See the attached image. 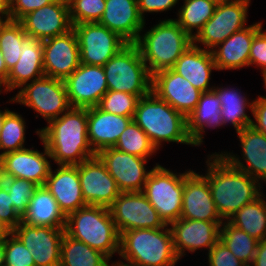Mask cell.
<instances>
[{
  "mask_svg": "<svg viewBox=\"0 0 266 266\" xmlns=\"http://www.w3.org/2000/svg\"><path fill=\"white\" fill-rule=\"evenodd\" d=\"M205 173L212 199L223 221L263 194V185L230 165L218 152L206 155Z\"/></svg>",
  "mask_w": 266,
  "mask_h": 266,
  "instance_id": "obj_1",
  "label": "cell"
},
{
  "mask_svg": "<svg viewBox=\"0 0 266 266\" xmlns=\"http://www.w3.org/2000/svg\"><path fill=\"white\" fill-rule=\"evenodd\" d=\"M39 137L57 165H79L96 156L88 141L87 108L71 107L39 128Z\"/></svg>",
  "mask_w": 266,
  "mask_h": 266,
  "instance_id": "obj_2",
  "label": "cell"
},
{
  "mask_svg": "<svg viewBox=\"0 0 266 266\" xmlns=\"http://www.w3.org/2000/svg\"><path fill=\"white\" fill-rule=\"evenodd\" d=\"M132 120L146 133L157 151L165 142L195 147L188 134L187 117L153 91L138 99Z\"/></svg>",
  "mask_w": 266,
  "mask_h": 266,
  "instance_id": "obj_3",
  "label": "cell"
},
{
  "mask_svg": "<svg viewBox=\"0 0 266 266\" xmlns=\"http://www.w3.org/2000/svg\"><path fill=\"white\" fill-rule=\"evenodd\" d=\"M135 44L150 74L154 75L161 70L171 69L193 45V38L174 19L165 18L147 30L145 22Z\"/></svg>",
  "mask_w": 266,
  "mask_h": 266,
  "instance_id": "obj_4",
  "label": "cell"
},
{
  "mask_svg": "<svg viewBox=\"0 0 266 266\" xmlns=\"http://www.w3.org/2000/svg\"><path fill=\"white\" fill-rule=\"evenodd\" d=\"M65 233L92 249L104 254L109 260L119 255L120 234L109 208L86 205L66 216Z\"/></svg>",
  "mask_w": 266,
  "mask_h": 266,
  "instance_id": "obj_5",
  "label": "cell"
},
{
  "mask_svg": "<svg viewBox=\"0 0 266 266\" xmlns=\"http://www.w3.org/2000/svg\"><path fill=\"white\" fill-rule=\"evenodd\" d=\"M119 258L138 266H176L179 262L169 225L120 234Z\"/></svg>",
  "mask_w": 266,
  "mask_h": 266,
  "instance_id": "obj_6",
  "label": "cell"
},
{
  "mask_svg": "<svg viewBox=\"0 0 266 266\" xmlns=\"http://www.w3.org/2000/svg\"><path fill=\"white\" fill-rule=\"evenodd\" d=\"M103 68L110 91L134 94L138 98L152 91V75L135 43H128Z\"/></svg>",
  "mask_w": 266,
  "mask_h": 266,
  "instance_id": "obj_7",
  "label": "cell"
},
{
  "mask_svg": "<svg viewBox=\"0 0 266 266\" xmlns=\"http://www.w3.org/2000/svg\"><path fill=\"white\" fill-rule=\"evenodd\" d=\"M190 170L178 173L155 163L145 182L142 192L167 225L181 216L184 177Z\"/></svg>",
  "mask_w": 266,
  "mask_h": 266,
  "instance_id": "obj_8",
  "label": "cell"
},
{
  "mask_svg": "<svg viewBox=\"0 0 266 266\" xmlns=\"http://www.w3.org/2000/svg\"><path fill=\"white\" fill-rule=\"evenodd\" d=\"M9 103L24 105L42 116L48 123L60 117L71 108L65 82L60 79L44 76L24 84Z\"/></svg>",
  "mask_w": 266,
  "mask_h": 266,
  "instance_id": "obj_9",
  "label": "cell"
},
{
  "mask_svg": "<svg viewBox=\"0 0 266 266\" xmlns=\"http://www.w3.org/2000/svg\"><path fill=\"white\" fill-rule=\"evenodd\" d=\"M250 4L251 0H228L217 4L213 16L194 36L193 44L211 51L233 33L247 27Z\"/></svg>",
  "mask_w": 266,
  "mask_h": 266,
  "instance_id": "obj_10",
  "label": "cell"
},
{
  "mask_svg": "<svg viewBox=\"0 0 266 266\" xmlns=\"http://www.w3.org/2000/svg\"><path fill=\"white\" fill-rule=\"evenodd\" d=\"M81 64L104 66L128 42L98 22L73 25Z\"/></svg>",
  "mask_w": 266,
  "mask_h": 266,
  "instance_id": "obj_11",
  "label": "cell"
},
{
  "mask_svg": "<svg viewBox=\"0 0 266 266\" xmlns=\"http://www.w3.org/2000/svg\"><path fill=\"white\" fill-rule=\"evenodd\" d=\"M109 210L119 234L132 229H160L166 225L143 192H121Z\"/></svg>",
  "mask_w": 266,
  "mask_h": 266,
  "instance_id": "obj_12",
  "label": "cell"
},
{
  "mask_svg": "<svg viewBox=\"0 0 266 266\" xmlns=\"http://www.w3.org/2000/svg\"><path fill=\"white\" fill-rule=\"evenodd\" d=\"M105 164L109 174L115 179L121 192H142L152 171L146 165L149 159L106 148L96 154Z\"/></svg>",
  "mask_w": 266,
  "mask_h": 266,
  "instance_id": "obj_13",
  "label": "cell"
},
{
  "mask_svg": "<svg viewBox=\"0 0 266 266\" xmlns=\"http://www.w3.org/2000/svg\"><path fill=\"white\" fill-rule=\"evenodd\" d=\"M236 133L240 141L242 158L233 150L218 153L233 167L247 173L262 185L266 184V135L252 126Z\"/></svg>",
  "mask_w": 266,
  "mask_h": 266,
  "instance_id": "obj_14",
  "label": "cell"
},
{
  "mask_svg": "<svg viewBox=\"0 0 266 266\" xmlns=\"http://www.w3.org/2000/svg\"><path fill=\"white\" fill-rule=\"evenodd\" d=\"M65 228L31 226L22 221L12 231L33 256L35 266H60Z\"/></svg>",
  "mask_w": 266,
  "mask_h": 266,
  "instance_id": "obj_15",
  "label": "cell"
},
{
  "mask_svg": "<svg viewBox=\"0 0 266 266\" xmlns=\"http://www.w3.org/2000/svg\"><path fill=\"white\" fill-rule=\"evenodd\" d=\"M77 167L86 204L109 208L121 191L105 164L96 155Z\"/></svg>",
  "mask_w": 266,
  "mask_h": 266,
  "instance_id": "obj_16",
  "label": "cell"
},
{
  "mask_svg": "<svg viewBox=\"0 0 266 266\" xmlns=\"http://www.w3.org/2000/svg\"><path fill=\"white\" fill-rule=\"evenodd\" d=\"M35 133L43 144V151L33 149L35 147L32 145L30 148L2 155L4 177L22 178L38 186H44L52 167V158L39 137V129H36Z\"/></svg>",
  "mask_w": 266,
  "mask_h": 266,
  "instance_id": "obj_17",
  "label": "cell"
},
{
  "mask_svg": "<svg viewBox=\"0 0 266 266\" xmlns=\"http://www.w3.org/2000/svg\"><path fill=\"white\" fill-rule=\"evenodd\" d=\"M64 82L71 107L98 106L108 91L103 66L80 64Z\"/></svg>",
  "mask_w": 266,
  "mask_h": 266,
  "instance_id": "obj_18",
  "label": "cell"
},
{
  "mask_svg": "<svg viewBox=\"0 0 266 266\" xmlns=\"http://www.w3.org/2000/svg\"><path fill=\"white\" fill-rule=\"evenodd\" d=\"M81 64L75 31L43 41V69L47 77L66 80Z\"/></svg>",
  "mask_w": 266,
  "mask_h": 266,
  "instance_id": "obj_19",
  "label": "cell"
},
{
  "mask_svg": "<svg viewBox=\"0 0 266 266\" xmlns=\"http://www.w3.org/2000/svg\"><path fill=\"white\" fill-rule=\"evenodd\" d=\"M224 221H201L179 218L169 226L173 235L174 249L179 259L186 253L209 250L219 241L220 227ZM188 251V252H186Z\"/></svg>",
  "mask_w": 266,
  "mask_h": 266,
  "instance_id": "obj_20",
  "label": "cell"
},
{
  "mask_svg": "<svg viewBox=\"0 0 266 266\" xmlns=\"http://www.w3.org/2000/svg\"><path fill=\"white\" fill-rule=\"evenodd\" d=\"M18 22L28 36L41 41L63 35L73 29L69 4L58 0L28 13Z\"/></svg>",
  "mask_w": 266,
  "mask_h": 266,
  "instance_id": "obj_21",
  "label": "cell"
},
{
  "mask_svg": "<svg viewBox=\"0 0 266 266\" xmlns=\"http://www.w3.org/2000/svg\"><path fill=\"white\" fill-rule=\"evenodd\" d=\"M152 91L186 117L195 109L203 93L172 69L152 75Z\"/></svg>",
  "mask_w": 266,
  "mask_h": 266,
  "instance_id": "obj_22",
  "label": "cell"
},
{
  "mask_svg": "<svg viewBox=\"0 0 266 266\" xmlns=\"http://www.w3.org/2000/svg\"><path fill=\"white\" fill-rule=\"evenodd\" d=\"M180 218L201 221H223L212 199L206 177L191 169L184 177Z\"/></svg>",
  "mask_w": 266,
  "mask_h": 266,
  "instance_id": "obj_23",
  "label": "cell"
},
{
  "mask_svg": "<svg viewBox=\"0 0 266 266\" xmlns=\"http://www.w3.org/2000/svg\"><path fill=\"white\" fill-rule=\"evenodd\" d=\"M259 21L233 33L211 50L217 71L249 67V55L254 36L263 28Z\"/></svg>",
  "mask_w": 266,
  "mask_h": 266,
  "instance_id": "obj_24",
  "label": "cell"
},
{
  "mask_svg": "<svg viewBox=\"0 0 266 266\" xmlns=\"http://www.w3.org/2000/svg\"><path fill=\"white\" fill-rule=\"evenodd\" d=\"M51 167L44 186L53 195L62 212L68 214L85 207L77 165Z\"/></svg>",
  "mask_w": 266,
  "mask_h": 266,
  "instance_id": "obj_25",
  "label": "cell"
},
{
  "mask_svg": "<svg viewBox=\"0 0 266 266\" xmlns=\"http://www.w3.org/2000/svg\"><path fill=\"white\" fill-rule=\"evenodd\" d=\"M101 25L119 34L128 43H135L146 20L140 15L137 0H106Z\"/></svg>",
  "mask_w": 266,
  "mask_h": 266,
  "instance_id": "obj_26",
  "label": "cell"
},
{
  "mask_svg": "<svg viewBox=\"0 0 266 266\" xmlns=\"http://www.w3.org/2000/svg\"><path fill=\"white\" fill-rule=\"evenodd\" d=\"M18 62L9 71L7 81L0 87L1 93L13 92L24 84L45 76L43 69V41L26 36L21 46Z\"/></svg>",
  "mask_w": 266,
  "mask_h": 266,
  "instance_id": "obj_27",
  "label": "cell"
},
{
  "mask_svg": "<svg viewBox=\"0 0 266 266\" xmlns=\"http://www.w3.org/2000/svg\"><path fill=\"white\" fill-rule=\"evenodd\" d=\"M133 116H119L104 112L98 106L87 108L88 141L97 154L116 145Z\"/></svg>",
  "mask_w": 266,
  "mask_h": 266,
  "instance_id": "obj_28",
  "label": "cell"
},
{
  "mask_svg": "<svg viewBox=\"0 0 266 266\" xmlns=\"http://www.w3.org/2000/svg\"><path fill=\"white\" fill-rule=\"evenodd\" d=\"M201 92L212 91V71H217L211 51L191 45L171 68Z\"/></svg>",
  "mask_w": 266,
  "mask_h": 266,
  "instance_id": "obj_29",
  "label": "cell"
},
{
  "mask_svg": "<svg viewBox=\"0 0 266 266\" xmlns=\"http://www.w3.org/2000/svg\"><path fill=\"white\" fill-rule=\"evenodd\" d=\"M221 104L217 94L212 90L203 92L195 109L187 116V130L194 146L201 147L206 129L224 127L221 117Z\"/></svg>",
  "mask_w": 266,
  "mask_h": 266,
  "instance_id": "obj_30",
  "label": "cell"
},
{
  "mask_svg": "<svg viewBox=\"0 0 266 266\" xmlns=\"http://www.w3.org/2000/svg\"><path fill=\"white\" fill-rule=\"evenodd\" d=\"M21 221L31 226L65 228L66 215L47 188L38 186L21 216Z\"/></svg>",
  "mask_w": 266,
  "mask_h": 266,
  "instance_id": "obj_31",
  "label": "cell"
},
{
  "mask_svg": "<svg viewBox=\"0 0 266 266\" xmlns=\"http://www.w3.org/2000/svg\"><path fill=\"white\" fill-rule=\"evenodd\" d=\"M226 86V87H225ZM217 85L213 91L217 94L221 104V117L224 126L232 125L236 132L251 126L252 118L247 115V110L252 113L253 99L250 100L241 89L230 85Z\"/></svg>",
  "mask_w": 266,
  "mask_h": 266,
  "instance_id": "obj_32",
  "label": "cell"
},
{
  "mask_svg": "<svg viewBox=\"0 0 266 266\" xmlns=\"http://www.w3.org/2000/svg\"><path fill=\"white\" fill-rule=\"evenodd\" d=\"M228 221L258 241L266 239L265 193L253 202L243 206Z\"/></svg>",
  "mask_w": 266,
  "mask_h": 266,
  "instance_id": "obj_33",
  "label": "cell"
},
{
  "mask_svg": "<svg viewBox=\"0 0 266 266\" xmlns=\"http://www.w3.org/2000/svg\"><path fill=\"white\" fill-rule=\"evenodd\" d=\"M109 261L101 252L64 233L61 243L60 266H108Z\"/></svg>",
  "mask_w": 266,
  "mask_h": 266,
  "instance_id": "obj_34",
  "label": "cell"
},
{
  "mask_svg": "<svg viewBox=\"0 0 266 266\" xmlns=\"http://www.w3.org/2000/svg\"><path fill=\"white\" fill-rule=\"evenodd\" d=\"M183 5L173 18L192 38L213 16L217 3L212 0H182ZM195 30V32H194Z\"/></svg>",
  "mask_w": 266,
  "mask_h": 266,
  "instance_id": "obj_35",
  "label": "cell"
},
{
  "mask_svg": "<svg viewBox=\"0 0 266 266\" xmlns=\"http://www.w3.org/2000/svg\"><path fill=\"white\" fill-rule=\"evenodd\" d=\"M219 240L246 266H251L258 240L243 230L224 221L220 227Z\"/></svg>",
  "mask_w": 266,
  "mask_h": 266,
  "instance_id": "obj_36",
  "label": "cell"
},
{
  "mask_svg": "<svg viewBox=\"0 0 266 266\" xmlns=\"http://www.w3.org/2000/svg\"><path fill=\"white\" fill-rule=\"evenodd\" d=\"M24 119L20 113L10 109L5 113L0 133V156L26 148Z\"/></svg>",
  "mask_w": 266,
  "mask_h": 266,
  "instance_id": "obj_37",
  "label": "cell"
},
{
  "mask_svg": "<svg viewBox=\"0 0 266 266\" xmlns=\"http://www.w3.org/2000/svg\"><path fill=\"white\" fill-rule=\"evenodd\" d=\"M26 36V32L18 21L5 20L1 24L0 51L8 71L18 62L23 39Z\"/></svg>",
  "mask_w": 266,
  "mask_h": 266,
  "instance_id": "obj_38",
  "label": "cell"
},
{
  "mask_svg": "<svg viewBox=\"0 0 266 266\" xmlns=\"http://www.w3.org/2000/svg\"><path fill=\"white\" fill-rule=\"evenodd\" d=\"M114 148L149 160L157 154L146 133L133 120L120 135Z\"/></svg>",
  "mask_w": 266,
  "mask_h": 266,
  "instance_id": "obj_39",
  "label": "cell"
},
{
  "mask_svg": "<svg viewBox=\"0 0 266 266\" xmlns=\"http://www.w3.org/2000/svg\"><path fill=\"white\" fill-rule=\"evenodd\" d=\"M3 186L7 189L14 209L20 216L26 211L30 199L38 185L22 178L4 177Z\"/></svg>",
  "mask_w": 266,
  "mask_h": 266,
  "instance_id": "obj_40",
  "label": "cell"
},
{
  "mask_svg": "<svg viewBox=\"0 0 266 266\" xmlns=\"http://www.w3.org/2000/svg\"><path fill=\"white\" fill-rule=\"evenodd\" d=\"M106 0H72L69 13L72 25L99 22L102 17Z\"/></svg>",
  "mask_w": 266,
  "mask_h": 266,
  "instance_id": "obj_41",
  "label": "cell"
},
{
  "mask_svg": "<svg viewBox=\"0 0 266 266\" xmlns=\"http://www.w3.org/2000/svg\"><path fill=\"white\" fill-rule=\"evenodd\" d=\"M138 99L134 94L108 90L102 97L98 107L104 112L119 116H133Z\"/></svg>",
  "mask_w": 266,
  "mask_h": 266,
  "instance_id": "obj_42",
  "label": "cell"
},
{
  "mask_svg": "<svg viewBox=\"0 0 266 266\" xmlns=\"http://www.w3.org/2000/svg\"><path fill=\"white\" fill-rule=\"evenodd\" d=\"M3 248L4 266H35L33 256L13 232L3 238Z\"/></svg>",
  "mask_w": 266,
  "mask_h": 266,
  "instance_id": "obj_43",
  "label": "cell"
},
{
  "mask_svg": "<svg viewBox=\"0 0 266 266\" xmlns=\"http://www.w3.org/2000/svg\"><path fill=\"white\" fill-rule=\"evenodd\" d=\"M209 266H246L220 240L207 252Z\"/></svg>",
  "mask_w": 266,
  "mask_h": 266,
  "instance_id": "obj_44",
  "label": "cell"
},
{
  "mask_svg": "<svg viewBox=\"0 0 266 266\" xmlns=\"http://www.w3.org/2000/svg\"><path fill=\"white\" fill-rule=\"evenodd\" d=\"M0 220L12 232L21 222V216L14 209L7 189L0 184Z\"/></svg>",
  "mask_w": 266,
  "mask_h": 266,
  "instance_id": "obj_45",
  "label": "cell"
},
{
  "mask_svg": "<svg viewBox=\"0 0 266 266\" xmlns=\"http://www.w3.org/2000/svg\"><path fill=\"white\" fill-rule=\"evenodd\" d=\"M263 29L254 36L249 55V66H256L261 75L266 73V30Z\"/></svg>",
  "mask_w": 266,
  "mask_h": 266,
  "instance_id": "obj_46",
  "label": "cell"
},
{
  "mask_svg": "<svg viewBox=\"0 0 266 266\" xmlns=\"http://www.w3.org/2000/svg\"><path fill=\"white\" fill-rule=\"evenodd\" d=\"M55 0H12L10 9V20L19 21L23 16L46 6Z\"/></svg>",
  "mask_w": 266,
  "mask_h": 266,
  "instance_id": "obj_47",
  "label": "cell"
},
{
  "mask_svg": "<svg viewBox=\"0 0 266 266\" xmlns=\"http://www.w3.org/2000/svg\"><path fill=\"white\" fill-rule=\"evenodd\" d=\"M140 15L145 19L147 13H165L179 4V0H137Z\"/></svg>",
  "mask_w": 266,
  "mask_h": 266,
  "instance_id": "obj_48",
  "label": "cell"
},
{
  "mask_svg": "<svg viewBox=\"0 0 266 266\" xmlns=\"http://www.w3.org/2000/svg\"><path fill=\"white\" fill-rule=\"evenodd\" d=\"M251 126L266 135V101L258 94L253 100Z\"/></svg>",
  "mask_w": 266,
  "mask_h": 266,
  "instance_id": "obj_49",
  "label": "cell"
},
{
  "mask_svg": "<svg viewBox=\"0 0 266 266\" xmlns=\"http://www.w3.org/2000/svg\"><path fill=\"white\" fill-rule=\"evenodd\" d=\"M251 266H266V239L258 242L255 257Z\"/></svg>",
  "mask_w": 266,
  "mask_h": 266,
  "instance_id": "obj_50",
  "label": "cell"
},
{
  "mask_svg": "<svg viewBox=\"0 0 266 266\" xmlns=\"http://www.w3.org/2000/svg\"><path fill=\"white\" fill-rule=\"evenodd\" d=\"M12 0H0V18L10 20V9Z\"/></svg>",
  "mask_w": 266,
  "mask_h": 266,
  "instance_id": "obj_51",
  "label": "cell"
},
{
  "mask_svg": "<svg viewBox=\"0 0 266 266\" xmlns=\"http://www.w3.org/2000/svg\"><path fill=\"white\" fill-rule=\"evenodd\" d=\"M9 71L4 62V57L0 51V87L7 81Z\"/></svg>",
  "mask_w": 266,
  "mask_h": 266,
  "instance_id": "obj_52",
  "label": "cell"
},
{
  "mask_svg": "<svg viewBox=\"0 0 266 266\" xmlns=\"http://www.w3.org/2000/svg\"><path fill=\"white\" fill-rule=\"evenodd\" d=\"M109 262L111 263L108 266H138L122 259L116 260L114 262L111 260Z\"/></svg>",
  "mask_w": 266,
  "mask_h": 266,
  "instance_id": "obj_53",
  "label": "cell"
},
{
  "mask_svg": "<svg viewBox=\"0 0 266 266\" xmlns=\"http://www.w3.org/2000/svg\"><path fill=\"white\" fill-rule=\"evenodd\" d=\"M10 231L5 227V225L0 220V240L7 236Z\"/></svg>",
  "mask_w": 266,
  "mask_h": 266,
  "instance_id": "obj_54",
  "label": "cell"
},
{
  "mask_svg": "<svg viewBox=\"0 0 266 266\" xmlns=\"http://www.w3.org/2000/svg\"><path fill=\"white\" fill-rule=\"evenodd\" d=\"M4 248H3V239L0 240V266H4Z\"/></svg>",
  "mask_w": 266,
  "mask_h": 266,
  "instance_id": "obj_55",
  "label": "cell"
},
{
  "mask_svg": "<svg viewBox=\"0 0 266 266\" xmlns=\"http://www.w3.org/2000/svg\"><path fill=\"white\" fill-rule=\"evenodd\" d=\"M9 110V108H6L1 110L0 108V133H1V127H2V123H3V118H4V115L5 113Z\"/></svg>",
  "mask_w": 266,
  "mask_h": 266,
  "instance_id": "obj_56",
  "label": "cell"
},
{
  "mask_svg": "<svg viewBox=\"0 0 266 266\" xmlns=\"http://www.w3.org/2000/svg\"><path fill=\"white\" fill-rule=\"evenodd\" d=\"M3 181H4L3 163H2V158L0 156V184H2Z\"/></svg>",
  "mask_w": 266,
  "mask_h": 266,
  "instance_id": "obj_57",
  "label": "cell"
},
{
  "mask_svg": "<svg viewBox=\"0 0 266 266\" xmlns=\"http://www.w3.org/2000/svg\"><path fill=\"white\" fill-rule=\"evenodd\" d=\"M263 77V84H264V89H266V73L262 75ZM261 98H263L266 101V96L260 95Z\"/></svg>",
  "mask_w": 266,
  "mask_h": 266,
  "instance_id": "obj_58",
  "label": "cell"
},
{
  "mask_svg": "<svg viewBox=\"0 0 266 266\" xmlns=\"http://www.w3.org/2000/svg\"><path fill=\"white\" fill-rule=\"evenodd\" d=\"M212 1H214L217 4H219L220 2H225V1H228V0H212Z\"/></svg>",
  "mask_w": 266,
  "mask_h": 266,
  "instance_id": "obj_59",
  "label": "cell"
},
{
  "mask_svg": "<svg viewBox=\"0 0 266 266\" xmlns=\"http://www.w3.org/2000/svg\"><path fill=\"white\" fill-rule=\"evenodd\" d=\"M58 1H63L65 3H70L72 0H58Z\"/></svg>",
  "mask_w": 266,
  "mask_h": 266,
  "instance_id": "obj_60",
  "label": "cell"
},
{
  "mask_svg": "<svg viewBox=\"0 0 266 266\" xmlns=\"http://www.w3.org/2000/svg\"><path fill=\"white\" fill-rule=\"evenodd\" d=\"M4 21H5V19L0 18V26H1V24H2Z\"/></svg>",
  "mask_w": 266,
  "mask_h": 266,
  "instance_id": "obj_61",
  "label": "cell"
}]
</instances>
